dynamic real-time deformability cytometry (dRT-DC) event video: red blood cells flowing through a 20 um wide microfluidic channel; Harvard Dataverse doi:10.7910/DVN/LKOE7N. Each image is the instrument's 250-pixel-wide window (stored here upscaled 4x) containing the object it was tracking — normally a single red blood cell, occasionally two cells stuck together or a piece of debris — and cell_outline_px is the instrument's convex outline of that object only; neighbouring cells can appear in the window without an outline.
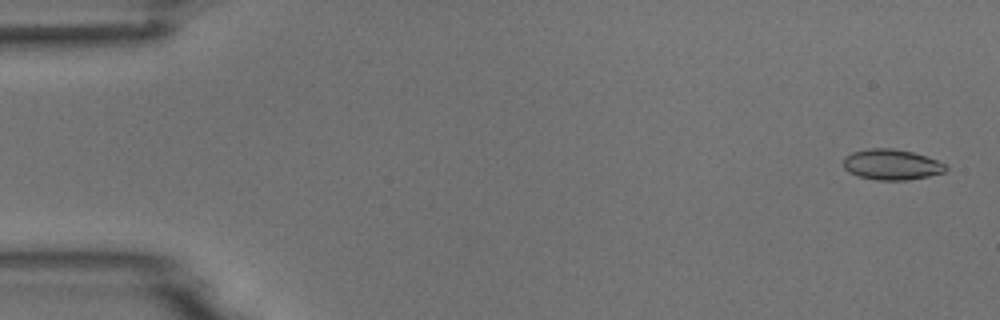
{"species": "common noctule bat (a hibernating species)", "species_latin": "Nyctalus noctula", "temperature_condition": "room temperature", "stored_images_in_passage": 5, "camera_frame_rate_fps": 3000, "um_per_image_px": 0.085, "animal": {"sex": "male", "body_mass_g": 18.8}, "frame": {"image": 1, "passage_image": 1, "time_ms": 0.0, "image_size_px": [1000, 320], "cell_outline_px": [[948, 168], [944, 172], [928, 176], [908, 180], [876, 180], [860, 176], [848, 172], [844, 168], [844, 156], [852, 152], [872, 148], [892, 148], [912, 152], [948, 164]], "centroid_in_image_um": [75.79, 13.99], "position_along_channel_um": 9.2, "area_um2": 18.21}}
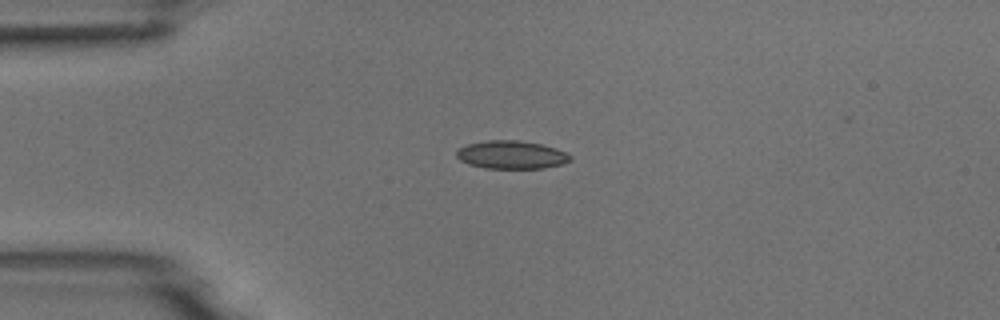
{"frame": {"image": 2, "passage_image": 4, "time_ms": 3.667, "image_size_px": [1000, 320], "cell_outline_px": [[572, 160], [560, 164], [544, 168], [484, 168], [468, 164], [460, 160], [456, 156], [456, 152], [460, 148], [468, 144], [488, 140], [520, 140], [540, 144], [556, 148], [572, 156]], "centroid_in_image_um": [43.47, 13.15], "position_along_channel_um": 41.5, "area_um2": 18.55}}